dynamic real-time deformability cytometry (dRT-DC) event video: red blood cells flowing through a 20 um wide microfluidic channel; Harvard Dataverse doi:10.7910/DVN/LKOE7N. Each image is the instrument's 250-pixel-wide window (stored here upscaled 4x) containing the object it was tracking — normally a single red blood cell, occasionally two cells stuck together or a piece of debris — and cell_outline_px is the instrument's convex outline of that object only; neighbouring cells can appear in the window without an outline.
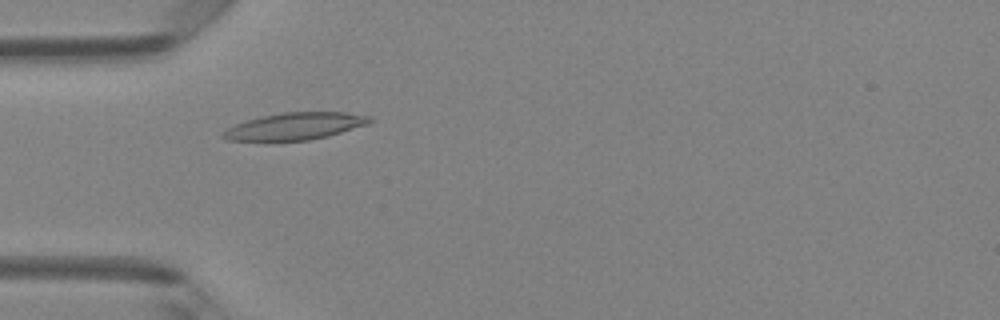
{"species": "Egyptian fruit bat (a non-hibernating species)", "species_latin": "Rousettus aegyptiacus", "temperature_condition": "room temperature", "stored_images_in_passage": 49, "camera_frame_rate_fps": 3000, "um_per_image_px": 0.085, "animal": {"sex": "female"}, "frame": {"image": 1, "passage_image": 15, "time_ms": 4.667, "image_size_px": [1000, 320], "cell_outline_px": [[376, 120], [368, 124], [328, 136], [308, 140], [228, 140], [220, 136], [220, 132], [236, 124], [248, 120], [280, 112], [344, 112], [372, 116]], "centroid_in_image_um": [25.13, 10.72], "position_along_channel_um": 59.9, "area_um2": 23.0}}
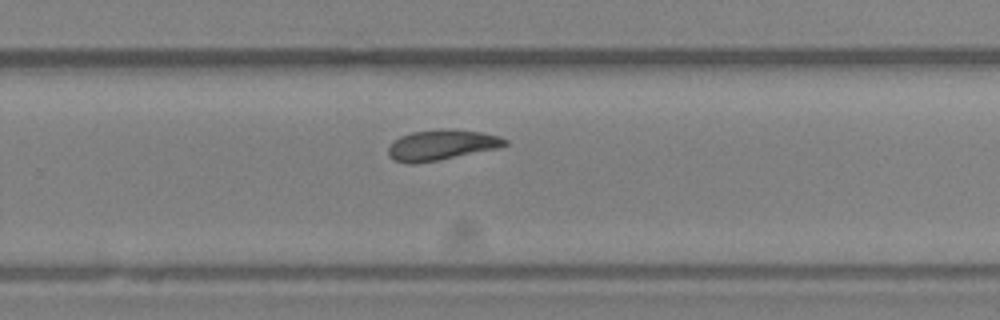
{"frame": {"image": 2, "passage_image": 32, "time_ms": 10.333, "image_size_px": [1000, 320], "cell_outline_px": [[508, 144], [496, 148], [436, 160], [412, 164], [408, 164], [396, 160], [388, 156], [388, 148], [392, 140], [400, 136], [412, 132], [448, 128], [480, 132], [500, 136], [508, 140]], "centroid_in_image_um": [37.49, 12.31], "position_along_channel_um": 292.3, "area_um2": 20.46}}
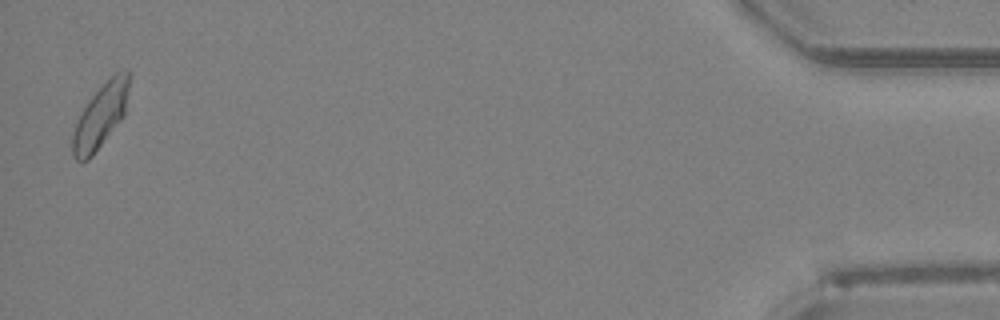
{"frame": {"image": 3, "passage_image": 48, "time_ms": 15.667, "image_size_px": [1000, 320], "cell_outline_px": [[132, 76], [124, 116], [92, 156], [88, 160], [76, 160], [72, 156], [72, 136], [76, 120], [80, 112], [88, 100], [108, 76], [124, 68], [128, 68], [132, 72]], "centroid_in_image_um": [8.59, 9.74], "position_along_channel_um": 426.6, "area_um2": 21.79}, "authors_computed_cell_mechanics": {"area_um2": 20.9814, "velocity_mm_per_s": 4.1693, "shape_relaxation_time_tau1_ms": 8.4059, "shape_relaxation_time_tau2_ms": 2.2791, "deformation_change_tau1": 0.1715, "deformation_change_tau2": 0.0754}}